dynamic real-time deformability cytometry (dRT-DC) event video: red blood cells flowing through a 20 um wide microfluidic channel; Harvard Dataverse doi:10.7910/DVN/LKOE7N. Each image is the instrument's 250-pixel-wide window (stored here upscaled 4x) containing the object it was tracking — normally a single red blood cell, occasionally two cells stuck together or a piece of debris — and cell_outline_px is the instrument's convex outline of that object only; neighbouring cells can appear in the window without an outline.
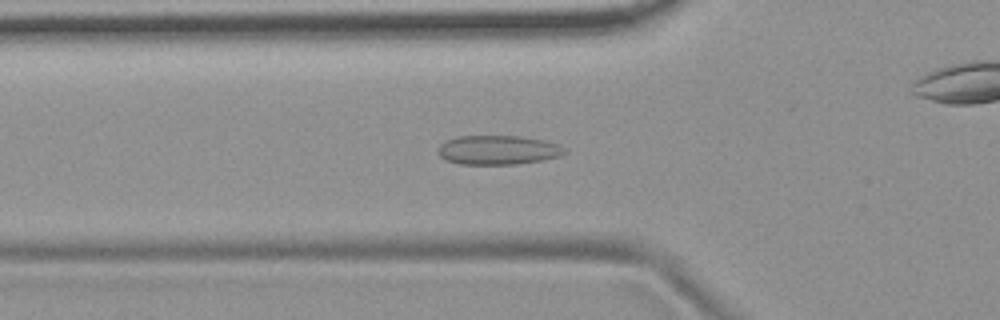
{"species": "common noctule bat (a hibernating species)", "species_latin": "Nyctalus noctula", "temperature_condition": "room temperature", "stored_images_in_passage": 55, "camera_frame_rate_fps": 3000, "um_per_image_px": 0.085, "animal": {"sex": "female", "body_mass_g": 19.9}, "frame": {"image": 1, "passage_image": 18, "time_ms": 5.667, "image_size_px": [1000, 320], "cell_outline_px": [[568, 152], [560, 156], [544, 160], [516, 164], [460, 164], [448, 160], [440, 156], [436, 152], [440, 144], [456, 136], [520, 136], [544, 140], [560, 144]], "centroid_in_image_um": [42.36, 12.75], "position_along_channel_um": 83.4, "area_um2": 21.68}}
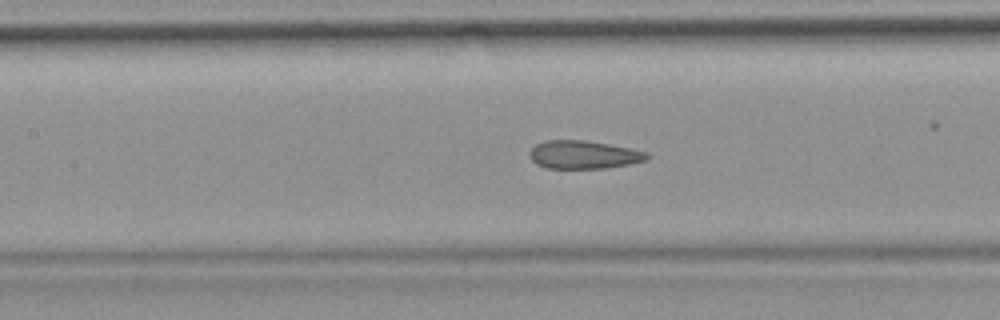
{"frame": {"image": 2, "passage_image": 24, "time_ms": 7.667, "image_size_px": [1000, 320], "cell_outline_px": [[652, 156], [648, 160], [628, 164], [604, 168], [548, 168], [536, 164], [532, 160], [528, 152], [536, 144], [544, 140], [584, 140], [608, 144], [648, 152]], "centroid_in_image_um": [49.61, 13.14], "position_along_channel_um": 157.8, "area_um2": 19.25}}
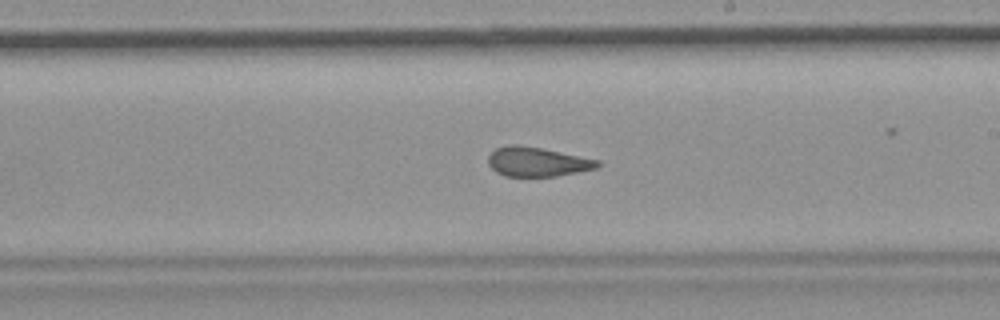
{"frame": {"image": 3, "passage_image": 31, "time_ms": 10.0, "image_size_px": [1000, 320], "cell_outline_px": [[600, 164], [596, 168], [556, 176], [504, 176], [496, 172], [488, 164], [488, 156], [496, 148], [508, 144], [516, 144], [540, 148], [600, 160]], "centroid_in_image_um": [45.63, 13.75], "position_along_channel_um": 243.4, "area_um2": 18.55}, "authors_computed_cell_mechanics": {"area_um2": 20.6924, "velocity_mm_per_s": 3.6829, "shape_relaxation_time_tau1_ms": null, "shape_relaxation_time_tau2_ms": 1.4456, "deformation_change_tau1": null, "deformation_change_tau2": 0.0709}}